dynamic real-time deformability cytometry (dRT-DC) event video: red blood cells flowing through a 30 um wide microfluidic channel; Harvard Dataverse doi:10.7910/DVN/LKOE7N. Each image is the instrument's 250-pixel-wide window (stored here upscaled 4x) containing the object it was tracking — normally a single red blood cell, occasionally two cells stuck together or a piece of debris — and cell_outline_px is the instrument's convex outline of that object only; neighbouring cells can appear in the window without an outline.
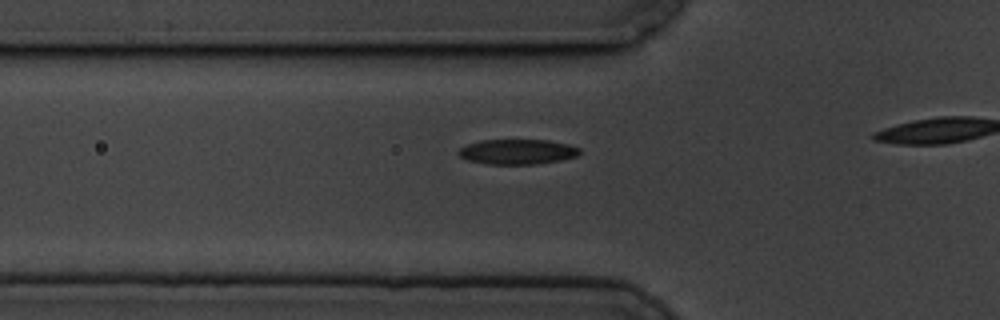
{"species": "common noctule bat (a hibernating species)", "species_latin": "Nyctalus noctula", "temperature_condition": "cold", "stored_images_in_passage": 16, "camera_frame_rate_fps": 3000, "um_per_image_px": 0.085, "animal": {"sex": "male", "body_mass_g": 19.5, "forearm_length_mm": 54.6}, "frame": {"image": 1, "passage_image": 10, "time_ms": 3.0, "image_size_px": [1000, 320], "cell_outline_px": [[580, 152], [576, 156], [560, 160], [536, 164], [488, 164], [468, 160], [460, 156], [456, 152], [460, 148], [468, 144], [480, 140], [548, 140], [568, 144], [580, 148]], "centroid_in_image_um": [43.97, 12.89], "position_along_channel_um": 81.8, "area_um2": 17.63}}
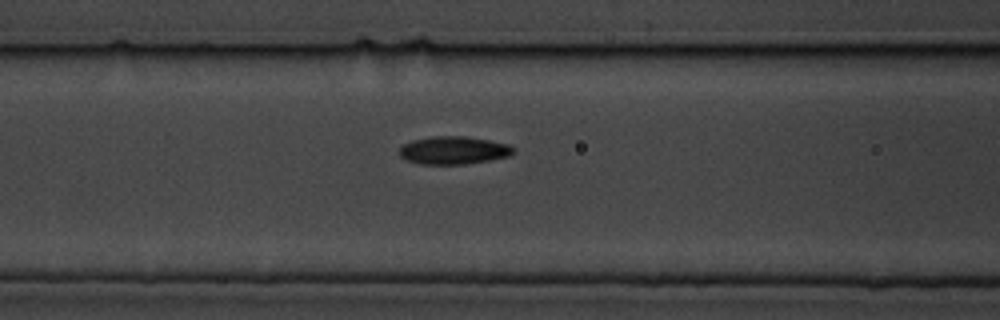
{"frame": {"image": 2, "passage_image": 14, "time_ms": 4.333, "image_size_px": [1000, 320], "cell_outline_px": [[516, 152], [512, 156], [464, 164], [420, 164], [404, 160], [400, 156], [400, 148], [404, 144], [412, 140], [432, 136], [464, 136], [488, 140], [508, 144], [516, 148]], "centroid_in_image_um": [38.58, 12.78], "position_along_channel_um": 128.0, "area_um2": 18.67}}